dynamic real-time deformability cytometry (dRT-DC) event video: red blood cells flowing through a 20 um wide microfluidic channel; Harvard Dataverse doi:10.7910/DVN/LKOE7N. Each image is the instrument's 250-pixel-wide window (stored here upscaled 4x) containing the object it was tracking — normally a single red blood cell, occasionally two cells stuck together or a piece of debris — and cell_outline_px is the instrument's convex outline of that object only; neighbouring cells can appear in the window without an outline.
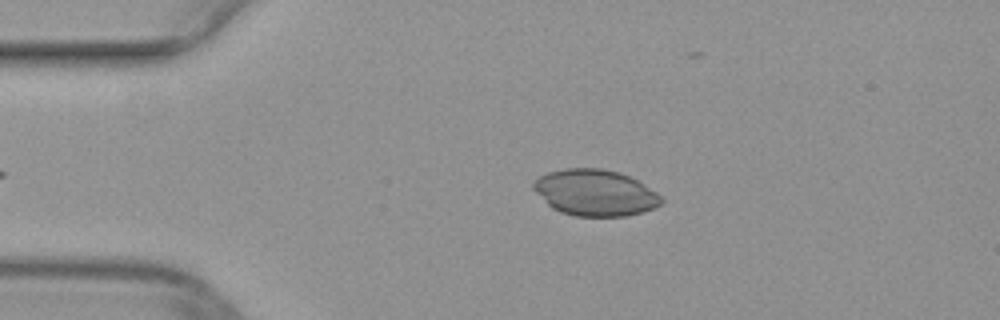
{"species": "common noctule bat (a hibernating species)", "species_latin": "Nyctalus noctula", "temperature_condition": "warm", "stored_images_in_passage": 36, "camera_frame_rate_fps": 3000, "um_per_image_px": 0.085, "animal": {"sex": "female", "body_mass_g": 29.2, "forearm_length_mm": 56.3}, "frame": {"image": 1, "passage_image": 2, "time_ms": 0.333, "image_size_px": [1000, 320], "cell_outline_px": [[664, 200], [656, 208], [628, 216], [576, 216], [560, 212], [552, 208], [532, 188], [532, 184], [540, 176], [548, 172], [564, 168], [600, 168], [616, 172], [628, 176], [644, 184], [656, 192]], "centroid_in_image_um": [50.59, 16.39], "position_along_channel_um": 34.4, "area_um2": 34.33}}
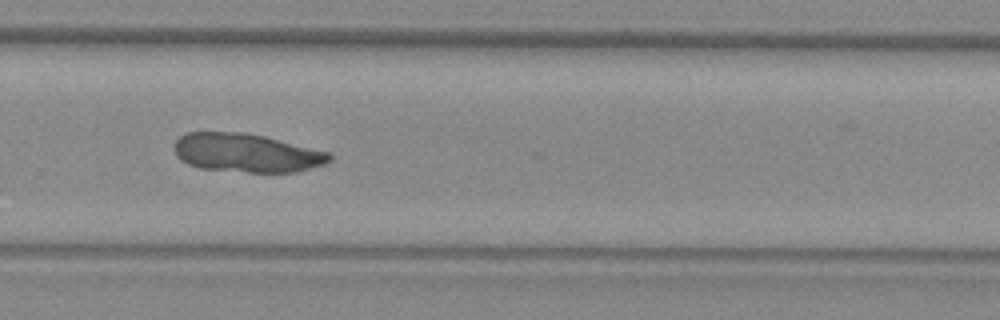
{"frame": {"image": 2, "passage_image": 25, "time_ms": 8.0, "image_size_px": [1000, 320], "cell_outline_px": [[332, 160], [324, 164], [296, 172], [248, 172], [200, 168], [188, 164], [180, 160], [176, 156], [176, 140], [180, 136], [188, 132], [244, 132], [264, 136], [332, 152]], "centroid_in_image_um": [20.99, 12.99], "position_along_channel_um": 308.8, "area_um2": 35.03}}
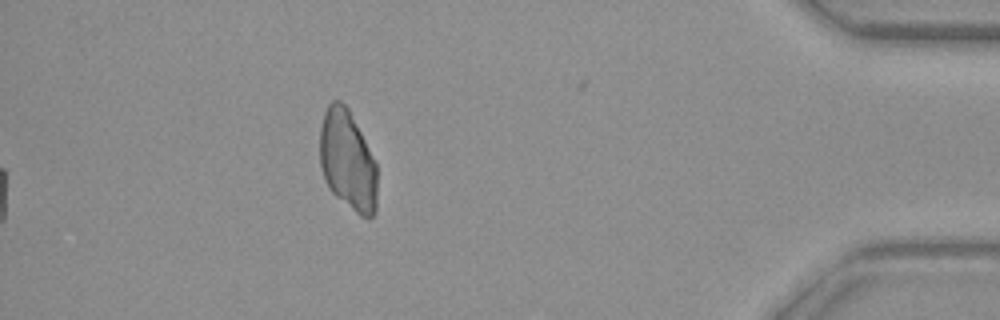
{"frame": {"image": 3, "passage_image": 36, "time_ms": 11.667, "image_size_px": [1000, 320], "cell_outline_px": [[376, 212], [368, 220], [360, 216], [336, 196], [328, 188], [324, 180], [320, 168], [320, 128], [324, 112], [328, 104], [332, 100], [340, 100], [348, 108], [376, 160]], "centroid_in_image_um": [29.54, 13.65], "position_along_channel_um": 405.7, "area_um2": 33.81}}